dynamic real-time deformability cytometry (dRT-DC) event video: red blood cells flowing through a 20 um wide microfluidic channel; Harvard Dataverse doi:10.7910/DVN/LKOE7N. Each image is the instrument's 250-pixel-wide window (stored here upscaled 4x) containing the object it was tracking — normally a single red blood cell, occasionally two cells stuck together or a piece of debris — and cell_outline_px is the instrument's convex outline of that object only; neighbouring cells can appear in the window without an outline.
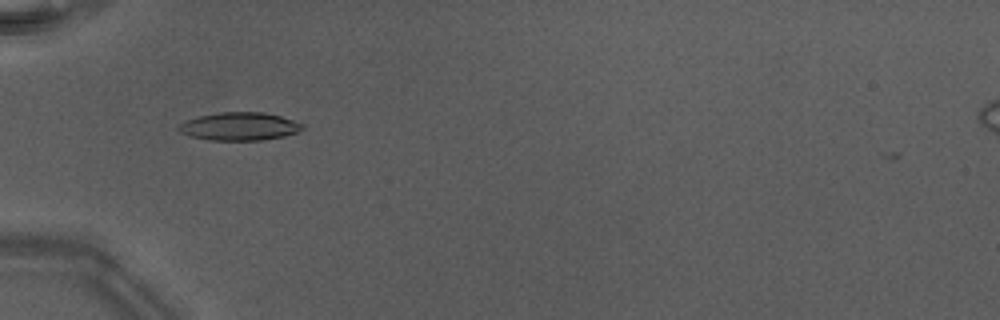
{"species": "Egyptian fruit bat (a non-hibernating species)", "species_latin": "Rousettus aegyptiacus", "temperature_condition": "warm", "stored_images_in_passage": 22, "camera_frame_rate_fps": 3000, "um_per_image_px": 0.085, "animal": {"sex": "male"}, "frame": {"image": 1, "passage_image": 2, "time_ms": 0.333, "image_size_px": [1000, 320], "cell_outline_px": [[304, 128], [296, 132], [284, 136], [260, 140], [212, 140], [192, 136], [180, 132], [176, 128], [180, 124], [188, 120], [200, 116], [220, 112], [264, 112], [280, 116], [304, 124]], "centroid_in_image_um": [20.37, 10.74], "position_along_channel_um": 64.6, "area_um2": 19.94}}
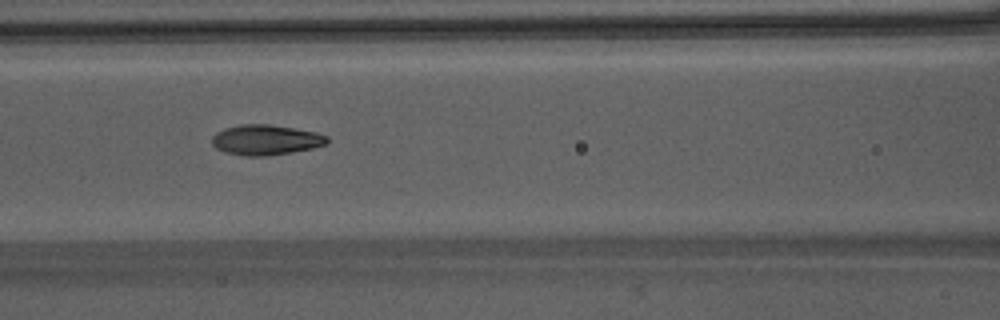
{"frame": {"image": 2, "passage_image": 8, "time_ms": 2.333, "image_size_px": [1000, 320], "cell_outline_px": [[328, 140], [324, 144], [312, 148], [292, 152], [264, 156], [244, 156], [224, 152], [216, 148], [212, 144], [212, 136], [216, 132], [224, 128], [240, 124], [268, 124], [316, 132], [328, 136]], "centroid_in_image_um": [22.54, 11.89], "position_along_channel_um": 144.1, "area_um2": 20.23}}
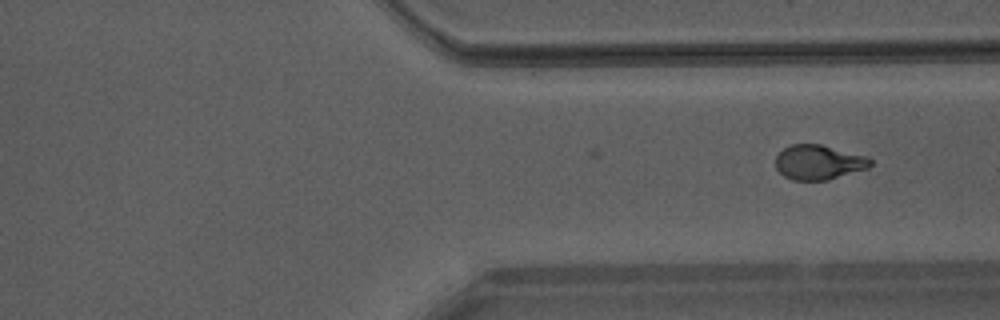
{"frame": {"image": 3, "passage_image": 22, "time_ms": 7.0, "image_size_px": [1000, 320], "cell_outline_px": [[872, 164], [868, 168], [828, 180], [792, 180], [784, 176], [776, 168], [776, 156], [784, 148], [792, 144], [820, 144], [868, 156], [872, 160]], "centroid_in_image_um": [69.6, 13.79], "position_along_channel_um": 341.8, "area_um2": 19.19}}